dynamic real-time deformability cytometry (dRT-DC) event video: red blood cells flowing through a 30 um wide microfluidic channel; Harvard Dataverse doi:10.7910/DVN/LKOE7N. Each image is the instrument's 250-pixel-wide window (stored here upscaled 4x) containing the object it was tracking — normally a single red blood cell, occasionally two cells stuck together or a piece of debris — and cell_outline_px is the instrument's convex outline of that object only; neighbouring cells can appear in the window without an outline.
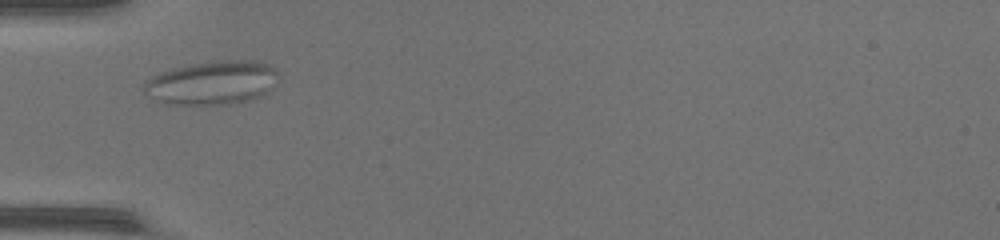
{"species": "common noctule bat (a hibernating species)", "species_latin": "Nyctalus noctula", "temperature_condition": "warm", "stored_images_in_passage": 38, "camera_frame_rate_fps": 3000, "um_per_image_px": 0.085, "animal": {"sex": "female", "body_mass_g": 17.0, "forearm_length_mm": 48.0}, "frame": {"image": 1, "passage_image": 6, "time_ms": 1.667, "image_size_px": [1000, 240], "cell_outline_px": [[280, 76], [272, 88], [268, 92], [260, 96], [232, 104], [168, 104], [144, 92], [144, 80], [160, 72], [172, 68], [192, 64], [216, 60], [256, 60], [268, 64]], "centroid_in_image_um": [18.06, 7.01], "position_along_channel_um": 66.9, "area_um2": 34.16}}
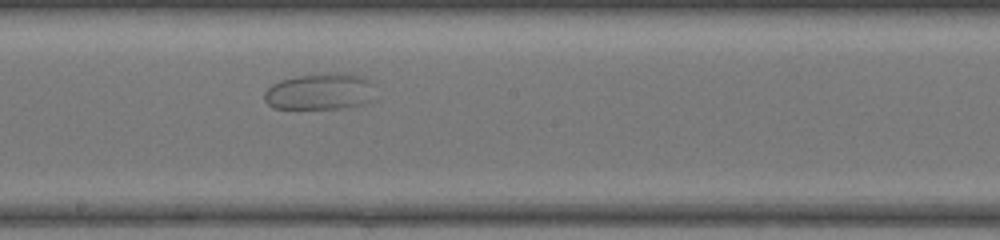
{"frame": {"image": 2, "passage_image": 17, "time_ms": 5.333, "image_size_px": [1000, 240], "cell_outline_px": [[376, 100], [364, 104], [340, 108], [272, 108], [264, 100], [264, 92], [272, 84], [280, 80], [296, 76], [344, 72], [348, 72], [364, 76], [372, 80]], "centroid_in_image_um": [27.28, 7.77], "position_along_channel_um": 220.9, "area_um2": 24.04}}
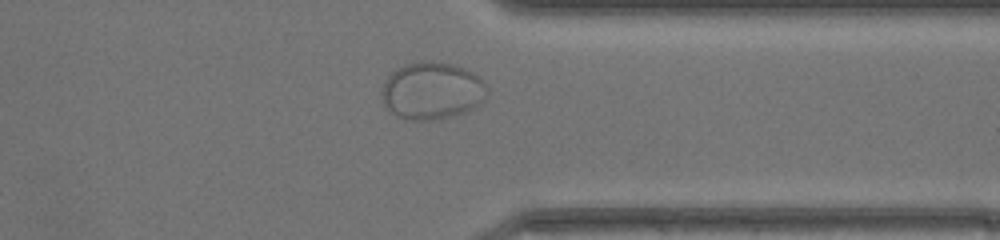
{"frame": {"image": 3, "passage_image": 28, "time_ms": 9.0, "image_size_px": [1000, 240], "cell_outline_px": [[488, 92], [484, 100], [480, 104], [464, 112], [452, 116], [436, 120], [404, 120], [396, 116], [384, 104], [384, 84], [388, 76], [396, 68], [404, 64], [420, 60], [432, 60], [456, 64], [480, 76], [484, 80], [488, 88]], "centroid_in_image_um": [36.77, 7.69], "position_along_channel_um": 374.6, "area_um2": 35.6}}